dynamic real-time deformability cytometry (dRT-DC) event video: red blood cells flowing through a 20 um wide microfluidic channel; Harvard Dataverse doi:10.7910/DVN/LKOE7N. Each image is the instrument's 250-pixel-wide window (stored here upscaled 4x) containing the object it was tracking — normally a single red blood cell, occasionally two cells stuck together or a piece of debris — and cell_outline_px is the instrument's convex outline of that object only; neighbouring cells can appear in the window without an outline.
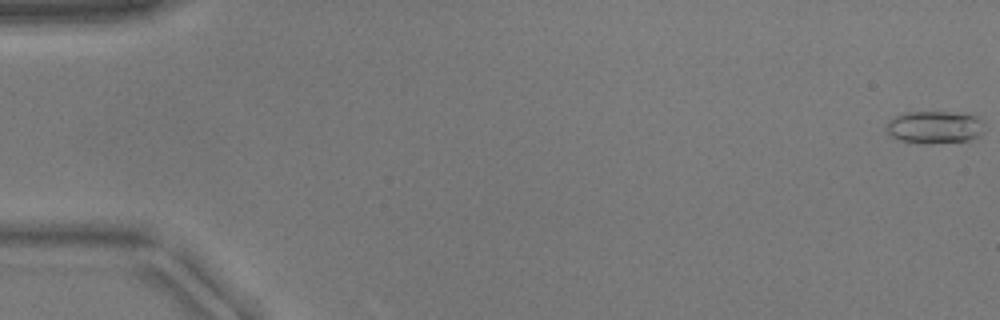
{"species": "common noctule bat (a hibernating species)", "species_latin": "Nyctalus noctula", "temperature_condition": "warm", "stored_images_in_passage": 53, "camera_frame_rate_fps": 3000, "um_per_image_px": 0.085, "animal": {"sex": "male", "body_mass_g": 17.9}, "frame": {"image": 1, "passage_image": 1, "time_ms": 0.0, "image_size_px": [1000, 320], "cell_outline_px": [[984, 132], [980, 136], [968, 140], [928, 144], [900, 140], [892, 136], [884, 128], [888, 120], [896, 116], [908, 112], [968, 112], [980, 116]], "centroid_in_image_um": [79.49, 10.79], "position_along_channel_um": 5.5, "area_um2": 18.9}}
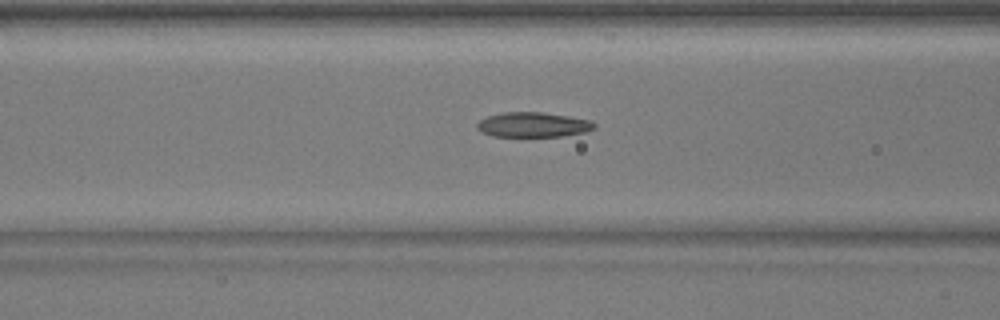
{"frame": {"image": 2, "passage_image": 22, "time_ms": 7.0, "image_size_px": [1000, 320], "cell_outline_px": [[596, 128], [584, 132], [564, 136], [492, 136], [480, 132], [476, 128], [476, 124], [480, 120], [488, 116], [504, 112], [540, 112], [568, 116], [592, 120], [596, 124]], "centroid_in_image_um": [45.31, 10.6], "position_along_channel_um": 121.3, "area_um2": 17.05}}
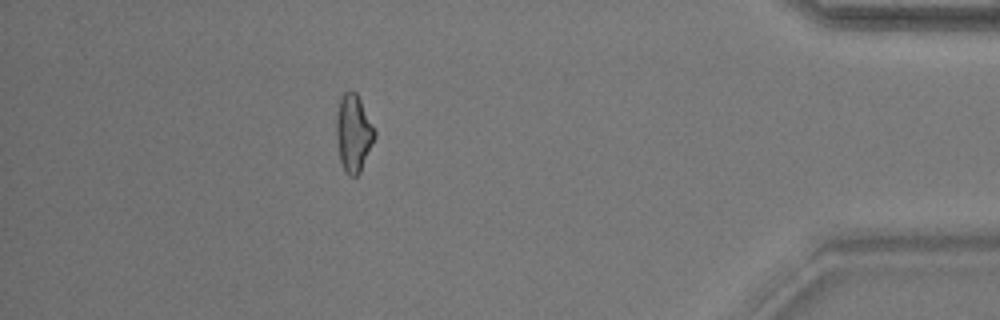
{"frame": {"image": 3, "passage_image": 47, "time_ms": 15.333, "image_size_px": [1000, 320], "cell_outline_px": [[376, 136], [360, 172], [356, 176], [348, 176], [344, 172], [340, 160], [336, 136], [336, 112], [340, 100], [344, 92], [348, 88], [356, 92], [376, 132]], "centroid_in_image_um": [30.03, 11.31], "position_along_channel_um": 405.2, "area_um2": 17.28}}